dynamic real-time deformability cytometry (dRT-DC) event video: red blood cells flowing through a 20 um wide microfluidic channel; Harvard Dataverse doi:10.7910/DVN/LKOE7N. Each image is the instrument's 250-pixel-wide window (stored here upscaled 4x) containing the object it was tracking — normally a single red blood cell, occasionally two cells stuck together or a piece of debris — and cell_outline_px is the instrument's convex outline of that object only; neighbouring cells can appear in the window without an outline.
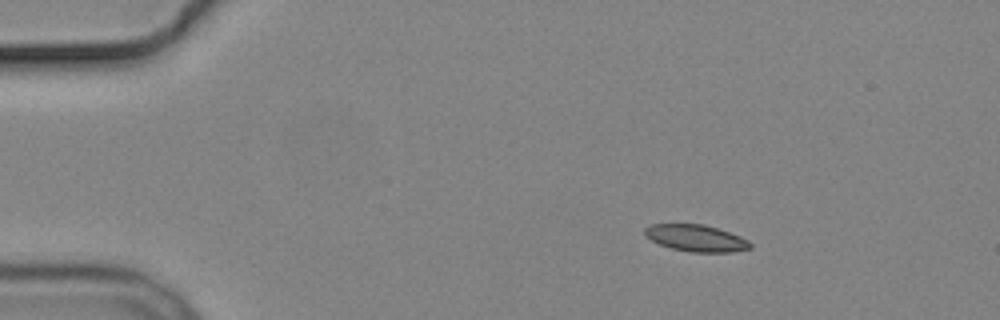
{"species": "common noctule bat (a hibernating species)", "species_latin": "Nyctalus noctula", "temperature_condition": "cold", "stored_images_in_passage": 3, "camera_frame_rate_fps": 3000, "um_per_image_px": 0.085, "animal": {"sex": "male", "body_mass_g": 19.2, "forearm_length_mm": 51.8}, "frame": {"image": 1, "passage_image": 1, "time_ms": 0.0, "image_size_px": [1000, 320], "cell_outline_px": [[752, 248], [732, 252], [692, 252], [672, 248], [660, 244], [644, 236], [644, 228], [652, 224], [704, 224], [740, 236], [748, 240], [752, 244]], "centroid_in_image_um": [59.17, 20.24], "position_along_channel_um": 25.8, "area_um2": 16.36}}